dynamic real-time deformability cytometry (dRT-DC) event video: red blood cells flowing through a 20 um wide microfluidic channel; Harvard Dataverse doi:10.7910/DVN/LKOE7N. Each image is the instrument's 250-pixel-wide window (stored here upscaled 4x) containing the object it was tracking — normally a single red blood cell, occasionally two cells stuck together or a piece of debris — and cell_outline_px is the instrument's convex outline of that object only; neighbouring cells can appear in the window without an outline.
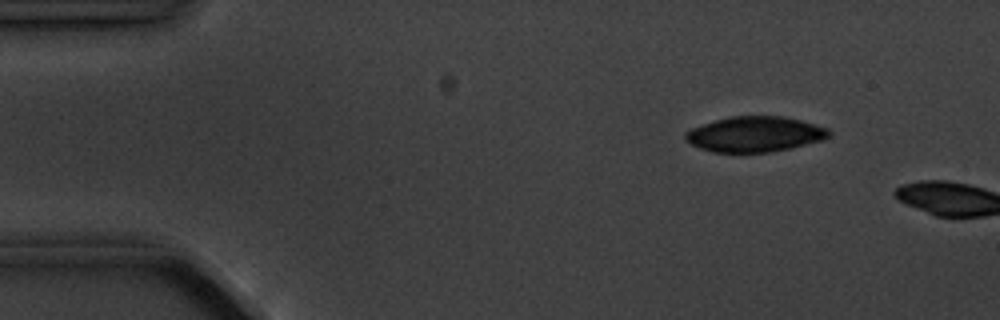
{"species": "common noctule bat (a hibernating species)", "species_latin": "Nyctalus noctula", "temperature_condition": "cold", "stored_images_in_passage": 3, "camera_frame_rate_fps": 3000, "um_per_image_px": 0.085, "animal": {"sex": "male", "body_mass_g": 20.1, "forearm_length_mm": 53.5}, "frame": {"image": 1, "passage_image": 2, "time_ms": 1.0, "image_size_px": [1000, 320], "cell_outline_px": [[832, 136], [824, 140], [792, 148], [772, 152], [712, 152], [700, 148], [684, 140], [684, 132], [692, 128], [728, 116], [784, 116], [800, 120], [828, 128], [832, 132]], "centroid_in_image_um": [64.2, 11.41], "position_along_channel_um": 20.8, "area_um2": 29.82}}